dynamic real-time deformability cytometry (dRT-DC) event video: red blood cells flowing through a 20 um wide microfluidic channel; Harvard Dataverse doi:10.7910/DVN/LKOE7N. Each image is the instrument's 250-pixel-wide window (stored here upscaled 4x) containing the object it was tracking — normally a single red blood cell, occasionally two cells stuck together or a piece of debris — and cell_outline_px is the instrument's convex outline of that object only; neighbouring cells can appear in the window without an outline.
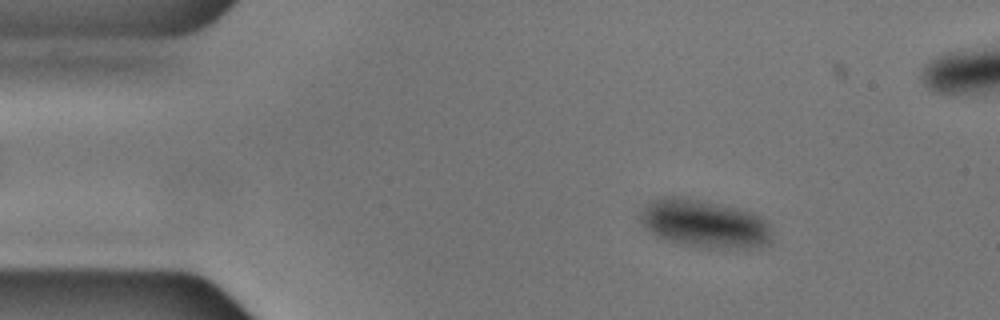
{"species": "common noctule bat (a hibernating species)", "species_latin": "Nyctalus noctula", "temperature_condition": "cold", "stored_images_in_passage": 56, "camera_frame_rate_fps": 3000, "um_per_image_px": 0.085, "animal": {"sex": "male", "body_mass_g": 17.9, "forearm_length_mm": 54.2}, "frame": {"image": 1, "passage_image": 7, "time_ms": 2.0, "image_size_px": [1000, 320], "cell_outline_px": [[772, 244], [760, 248], [704, 248], [668, 240], [656, 236], [640, 224], [640, 212], [652, 200], [660, 196], [676, 196], [736, 208], [752, 212], [768, 220], [772, 232]], "centroid_in_image_um": [59.93, 19.04], "position_along_channel_um": 25.1, "area_um2": 37.05}}
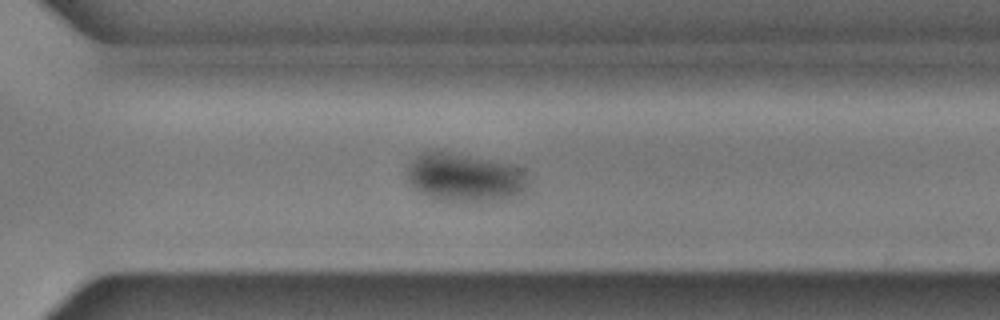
{"frame": {"image": 2, "passage_image": 38, "time_ms": 12.333, "image_size_px": [1000, 320], "cell_outline_px": [[528, 184], [524, 192], [512, 200], [480, 204], [476, 204], [436, 200], [420, 192], [408, 180], [404, 172], [408, 164], [416, 156], [424, 152], [436, 148], [516, 164], [524, 168]], "centroid_in_image_um": [39.56, 15.1], "position_along_channel_um": 331.0, "area_um2": 36.41}}
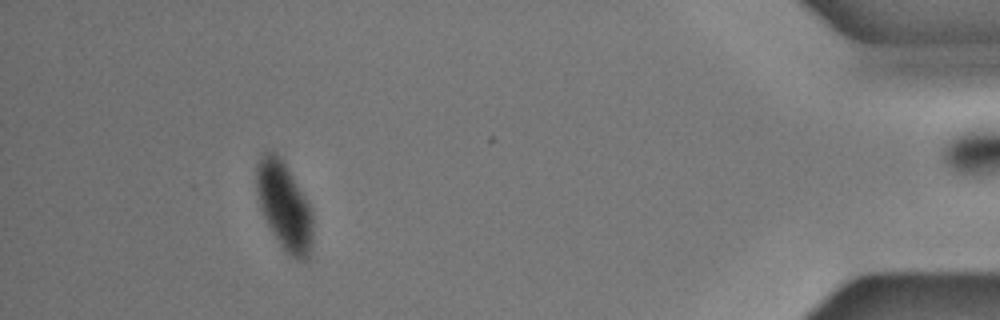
{"frame": {"image": 3, "passage_image": 50, "time_ms": 16.333, "image_size_px": [1000, 320], "cell_outline_px": [[312, 248], [308, 260], [296, 260], [280, 244], [272, 232], [264, 216], [256, 192], [256, 164], [260, 156], [264, 152], [276, 152], [280, 156], [288, 168], [308, 200], [312, 208]], "centroid_in_image_um": [24.18, 17.49], "position_along_channel_um": 411.0, "area_um2": 28.96}}